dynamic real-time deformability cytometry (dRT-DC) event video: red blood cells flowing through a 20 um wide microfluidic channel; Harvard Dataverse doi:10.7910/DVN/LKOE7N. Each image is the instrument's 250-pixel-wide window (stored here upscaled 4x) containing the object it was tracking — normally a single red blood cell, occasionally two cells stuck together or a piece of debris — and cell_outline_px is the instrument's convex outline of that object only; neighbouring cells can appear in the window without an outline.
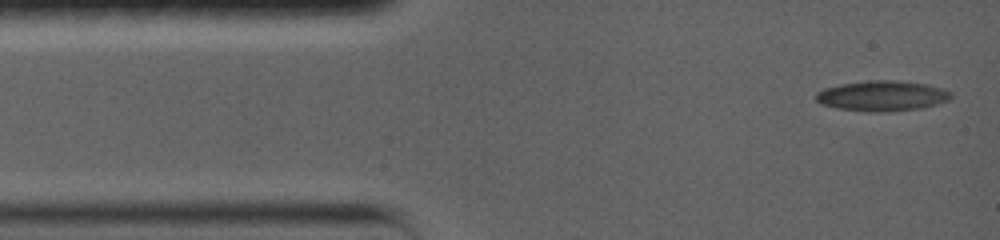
{"species": "common noctule bat (a hibernating species)", "species_latin": "Nyctalus noctula", "temperature_condition": "warm", "stored_images_in_passage": 33, "camera_frame_rate_fps": 5000, "um_per_image_px": 0.085, "animal": {"sex": "female", "body_mass_g": 19.0, "forearm_length_mm": 56.7}, "frame": {"image": 1, "passage_image": 1, "time_ms": 0.0, "image_size_px": [1000, 240], "cell_outline_px": [[952, 96], [948, 100], [936, 104], [920, 108], [888, 112], [868, 112], [836, 108], [820, 104], [816, 100], [816, 92], [824, 88], [840, 84], [868, 80], [896, 80], [928, 84], [952, 92]], "centroid_in_image_um": [74.95, 8.15], "position_along_channel_um": 10.0, "area_um2": 24.04}}
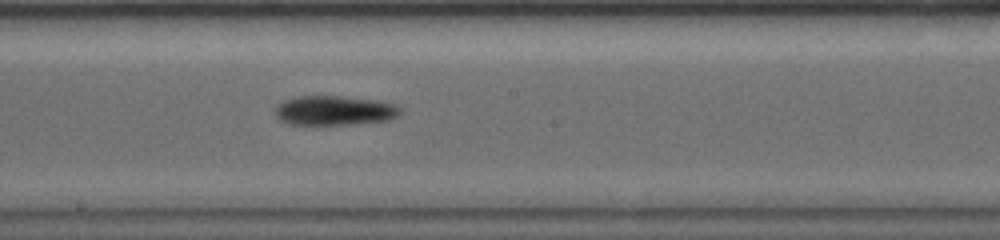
{"frame": {"image": 2, "passage_image": 15, "time_ms": 7.4, "image_size_px": [1000, 240], "cell_outline_px": [[404, 108], [396, 116], [388, 120], [340, 124], [292, 124], [280, 120], [276, 116], [276, 108], [284, 100], [300, 96], [340, 96], [376, 100], [396, 104]], "centroid_in_image_um": [28.46, 9.38], "position_along_channel_um": 219.7, "area_um2": 21.15}}
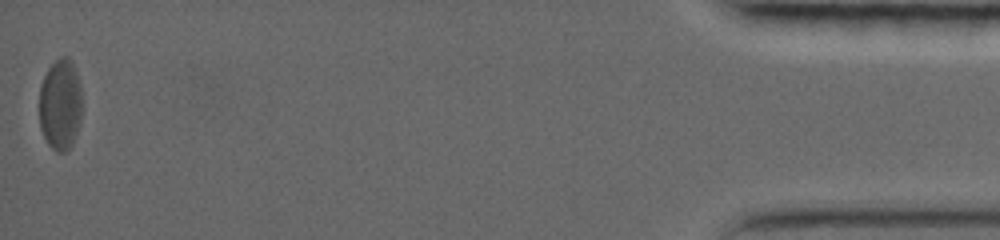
{"frame": {"image": 3, "passage_image": 33, "time_ms": 16.6, "image_size_px": [1000, 240], "cell_outline_px": [[80, 104], [56, 144], [52, 144], [48, 140], [44, 132], [40, 120], [40, 88], [44, 76], [48, 68], [60, 56], [68, 56], [72, 64], [76, 76]], "centroid_in_image_um": [4.96, 8.36], "position_along_channel_um": 430.2, "area_um2": 17.92}, "authors_computed_cell_mechanics": {"area_um2": 19.8254, "velocity_mm_per_s": 3.7274, "shape_relaxation_time_tau1_ms": null, "shape_relaxation_time_tau2_ms": 3.5509, "deformation_change_tau1": null, "deformation_change_tau2": 0.0498}}